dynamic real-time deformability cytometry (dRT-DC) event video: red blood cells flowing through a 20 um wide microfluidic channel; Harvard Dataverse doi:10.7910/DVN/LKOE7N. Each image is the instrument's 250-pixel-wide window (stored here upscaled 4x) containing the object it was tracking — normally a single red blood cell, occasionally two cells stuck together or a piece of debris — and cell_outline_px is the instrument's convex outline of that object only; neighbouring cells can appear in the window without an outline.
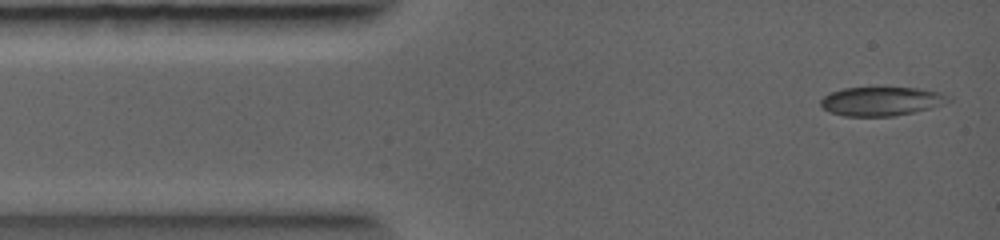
{"species": "common noctule bat (a hibernating species)", "species_latin": "Nyctalus noctula", "temperature_condition": "warm", "stored_images_in_passage": 4, "camera_frame_rate_fps": 5000, "um_per_image_px": 0.085, "animal": {"sex": "female", "body_mass_g": 19.0, "forearm_length_mm": 56.7}, "frame": {"image": 1, "passage_image": 1, "time_ms": 0.0, "image_size_px": [1000, 240], "cell_outline_px": [[952, 100], [928, 108], [912, 112], [892, 116], [844, 116], [828, 112], [820, 104], [820, 100], [824, 96], [832, 92], [844, 88], [916, 88], [940, 92]], "centroid_in_image_um": [74.85, 8.61], "position_along_channel_um": 10.2, "area_um2": 21.1}}
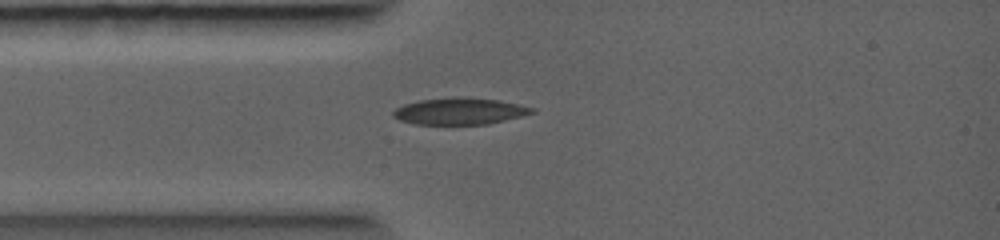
{"frame": {"image": 2, "passage_image": 4, "time_ms": 1.6, "image_size_px": [1000, 240], "cell_outline_px": [[536, 112], [520, 116], [484, 124], [420, 124], [404, 120], [396, 116], [392, 112], [396, 108], [404, 104], [420, 100], [452, 96], [460, 96], [500, 100], [520, 104], [536, 108]], "centroid_in_image_um": [39.14, 9.42], "position_along_channel_um": 45.9, "area_um2": 21.33}}